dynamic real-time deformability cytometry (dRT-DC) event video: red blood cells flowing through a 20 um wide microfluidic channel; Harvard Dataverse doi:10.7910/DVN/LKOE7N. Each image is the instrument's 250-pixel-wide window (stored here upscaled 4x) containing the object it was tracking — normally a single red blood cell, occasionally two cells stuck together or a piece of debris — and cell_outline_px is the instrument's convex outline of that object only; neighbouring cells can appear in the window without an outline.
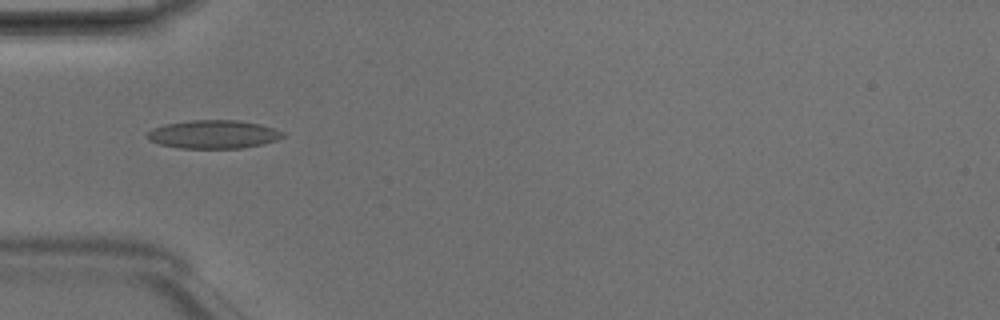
{"species": "Egyptian fruit bat (a non-hibernating species)", "species_latin": "Rousettus aegyptiacus", "temperature_condition": "room temperature", "stored_images_in_passage": 5, "camera_frame_rate_fps": 3000, "um_per_image_px": 0.085, "animal": {"sex": "male"}, "frame": {"image": 1, "passage_image": 3, "time_ms": 0.667, "image_size_px": [1000, 320], "cell_outline_px": [[288, 136], [264, 144], [244, 148], [180, 148], [160, 144], [148, 140], [144, 136], [152, 128], [168, 124], [192, 120], [236, 120], [260, 124], [284, 132]], "centroid_in_image_um": [18.17, 11.42], "position_along_channel_um": 66.8, "area_um2": 22.48}}